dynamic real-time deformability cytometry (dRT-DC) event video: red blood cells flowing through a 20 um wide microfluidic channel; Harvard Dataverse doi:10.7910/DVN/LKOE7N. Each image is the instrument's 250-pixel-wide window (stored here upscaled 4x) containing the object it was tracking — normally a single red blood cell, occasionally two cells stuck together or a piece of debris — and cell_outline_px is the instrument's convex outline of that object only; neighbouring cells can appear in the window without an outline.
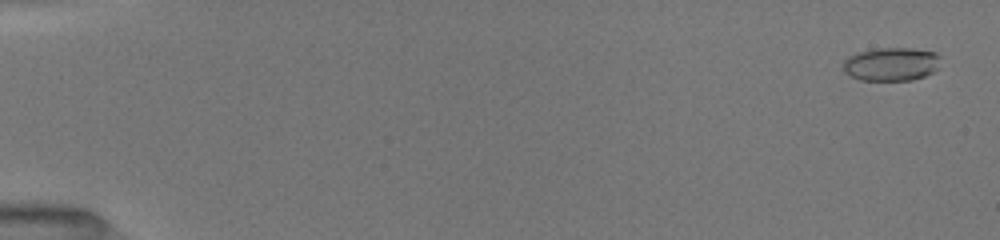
{"species": "common noctule bat (a hibernating species)", "species_latin": "Nyctalus noctula", "temperature_condition": "room temperature", "stored_images_in_passage": 23, "camera_frame_rate_fps": 3000, "um_per_image_px": 0.085, "animal": {"sex": "female", "body_mass_g": 19.5, "forearm_length_mm": 54.1}, "frame": {"image": 1, "passage_image": 2, "time_ms": 0.333, "image_size_px": [1000, 240], "cell_outline_px": [[940, 56], [936, 68], [932, 72], [924, 76], [912, 80], [860, 80], [844, 72], [844, 60], [848, 56], [860, 52], [876, 48], [912, 48], [936, 52]], "centroid_in_image_um": [75.75, 5.44], "position_along_channel_um": 9.2, "area_um2": 18.84}}
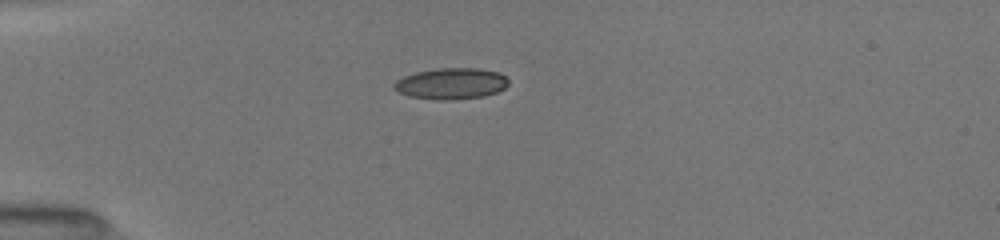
{"frame": {"image": 2, "passage_image": 22, "time_ms": 4.667, "image_size_px": [1000, 240], "cell_outline_px": [[508, 84], [504, 88], [496, 92], [484, 96], [448, 100], [432, 100], [408, 96], [392, 88], [392, 84], [396, 80], [404, 76], [416, 72], [436, 68], [480, 68], [500, 72], [508, 80]], "centroid_in_image_um": [38.32, 7.1], "position_along_channel_um": 46.7, "area_um2": 20.98}}